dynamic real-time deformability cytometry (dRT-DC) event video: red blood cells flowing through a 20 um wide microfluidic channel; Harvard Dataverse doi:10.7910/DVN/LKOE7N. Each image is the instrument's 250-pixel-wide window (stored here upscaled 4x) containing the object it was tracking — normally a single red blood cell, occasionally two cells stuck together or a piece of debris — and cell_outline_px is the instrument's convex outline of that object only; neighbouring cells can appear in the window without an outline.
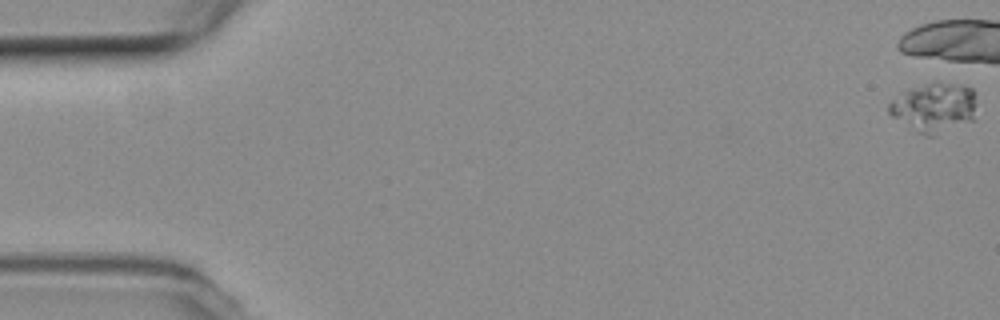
{"species": "common noctule bat (a hibernating species)", "species_latin": "Nyctalus noctula", "temperature_condition": "room temperature", "stored_images_in_passage": 7, "camera_frame_rate_fps": 3000, "um_per_image_px": 0.085, "animal": {"sex": "female", "body_mass_g": 19.3, "forearm_length_mm": 54.1}, "frame": {"image": 1, "passage_image": 1, "time_ms": 0.0, "image_size_px": [1000, 320], "cell_outline_px": [[976, 120], [936, 136], [924, 136], [916, 132], [892, 116], [888, 112], [888, 104], [900, 92], [908, 88], [932, 80], [936, 80], [964, 84], [972, 88], [976, 92]], "centroid_in_image_um": [79.46, 9.1], "position_along_channel_um": 5.5, "area_um2": 26.59}}